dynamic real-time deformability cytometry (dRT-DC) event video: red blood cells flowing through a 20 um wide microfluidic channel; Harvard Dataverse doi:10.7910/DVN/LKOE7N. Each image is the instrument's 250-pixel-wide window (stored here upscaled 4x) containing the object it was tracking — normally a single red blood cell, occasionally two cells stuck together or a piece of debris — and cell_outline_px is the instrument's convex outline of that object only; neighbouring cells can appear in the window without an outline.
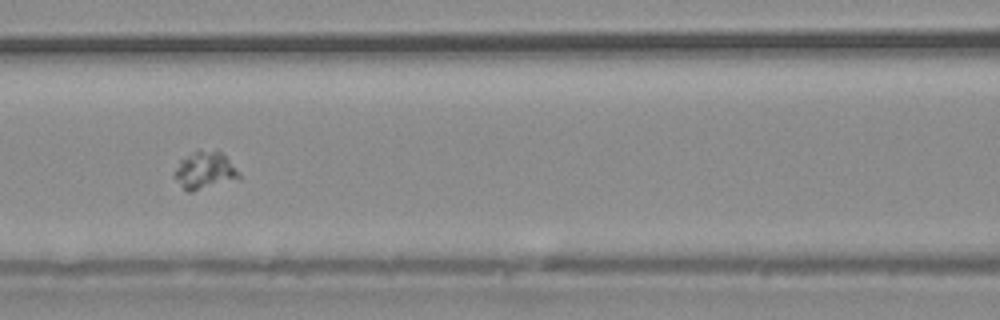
{"species": "common noctule bat (a hibernating species)", "species_latin": "Nyctalus noctula", "temperature_condition": "warm", "stored_images_in_passage": 36, "camera_frame_rate_fps": 3000, "um_per_image_px": 0.085, "animal": {"sex": "male", "body_mass_g": 20.4}, "frame": {"image": 1, "passage_image": 16, "time_ms": 5.0, "image_size_px": [1000, 320], "cell_outline_px": [[240, 180], [192, 192], [184, 192], [172, 176], [180, 160], [196, 152], [220, 152], [228, 160], [240, 176]], "centroid_in_image_um": [17.37, 14.59], "position_along_channel_um": 149.2, "area_um2": 13.87}}